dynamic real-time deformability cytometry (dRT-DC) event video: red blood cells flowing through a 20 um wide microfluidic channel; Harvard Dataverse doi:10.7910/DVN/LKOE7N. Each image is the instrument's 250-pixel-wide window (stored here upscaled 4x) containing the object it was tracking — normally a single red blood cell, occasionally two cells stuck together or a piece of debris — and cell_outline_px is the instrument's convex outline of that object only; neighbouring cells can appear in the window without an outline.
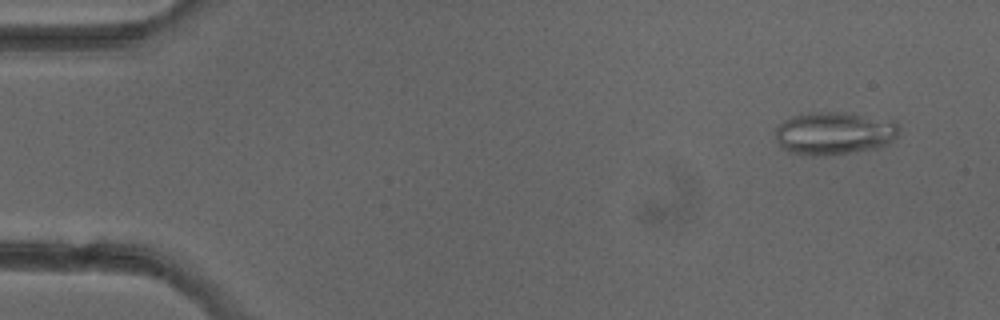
{"species": "common noctule bat (a hibernating species)", "species_latin": "Nyctalus noctula", "temperature_condition": "cold", "stored_images_in_passage": 5, "camera_frame_rate_fps": 3000, "um_per_image_px": 0.085, "animal": {"sex": "female"}, "frame": {"image": 1, "passage_image": 2, "time_ms": 1.0, "image_size_px": [1000, 320], "cell_outline_px": [[896, 136], [888, 144], [876, 148], [824, 156], [800, 156], [788, 152], [780, 148], [776, 140], [776, 124], [792, 116], [808, 112], [844, 112], [896, 120]], "centroid_in_image_um": [70.83, 11.33], "position_along_channel_um": 14.2, "area_um2": 31.33}}